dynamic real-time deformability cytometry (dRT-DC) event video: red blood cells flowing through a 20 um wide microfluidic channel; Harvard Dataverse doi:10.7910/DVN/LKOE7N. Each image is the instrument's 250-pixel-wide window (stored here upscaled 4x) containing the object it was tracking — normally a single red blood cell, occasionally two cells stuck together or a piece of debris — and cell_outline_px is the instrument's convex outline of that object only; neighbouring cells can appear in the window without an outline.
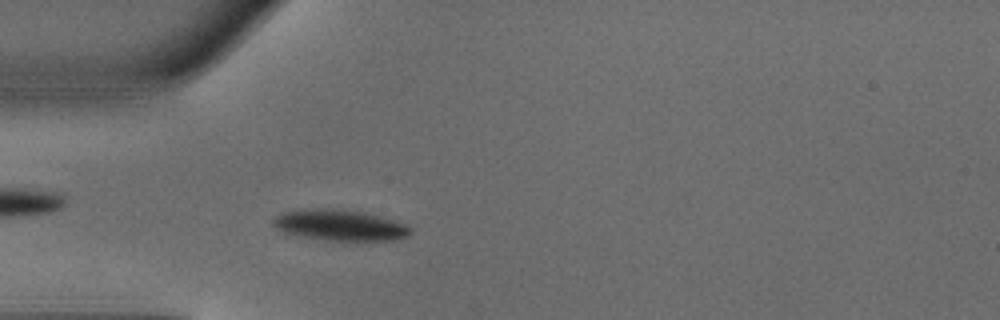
{"species": "common noctule bat (a hibernating species)", "species_latin": "Nyctalus noctula", "temperature_condition": "warm", "stored_images_in_passage": 44, "camera_frame_rate_fps": 3000, "um_per_image_px": 0.085, "animal": {"sex": "male", "body_mass_g": 18.8}, "frame": {"image": 1, "passage_image": 10, "time_ms": 3.0, "image_size_px": [1000, 320], "cell_outline_px": [[412, 232], [408, 236], [392, 240], [328, 240], [300, 236], [276, 228], [272, 224], [272, 220], [280, 212], [300, 208], [332, 208], [364, 212], [380, 216], [408, 224], [412, 228]], "centroid_in_image_um": [28.89, 19.11], "position_along_channel_um": 56.1, "area_um2": 24.91}}
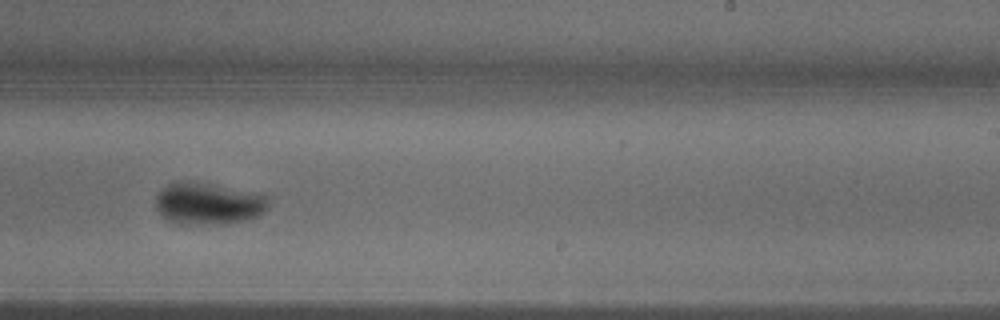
{"frame": {"image": 2, "passage_image": 26, "time_ms": 8.333, "image_size_px": [1000, 320], "cell_outline_px": [[268, 208], [260, 216], [244, 220], [224, 224], [176, 224], [164, 220], [160, 216], [156, 208], [156, 196], [168, 184], [188, 180], [264, 192], [268, 196]], "centroid_in_image_um": [17.75, 17.3], "position_along_channel_um": 271.3, "area_um2": 28.38}}
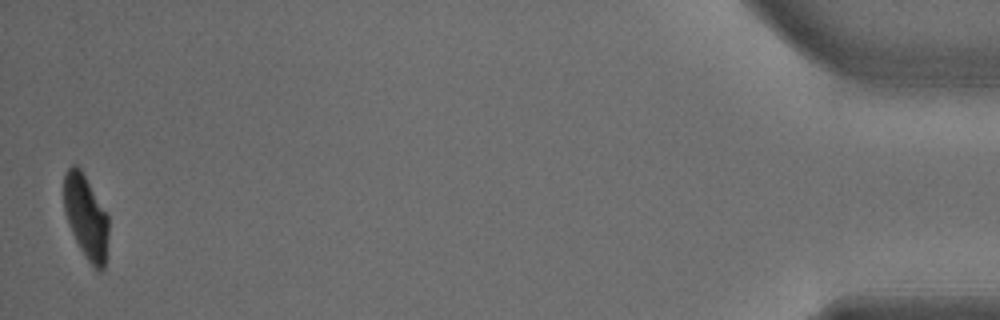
{"frame": {"image": 3, "passage_image": 44, "time_ms": 14.333, "image_size_px": [1000, 320], "cell_outline_px": [[108, 236], [104, 268], [100, 272], [96, 272], [80, 248], [68, 224], [64, 208], [64, 172], [72, 164], [76, 164], [80, 168], [108, 216]], "centroid_in_image_um": [7.3, 18.45], "position_along_channel_um": 427.9, "area_um2": 21.62}, "authors_computed_cell_mechanics": {"area_um2": 24.8829, "velocity_mm_per_s": 4.1211, "shape_relaxation_time_tau1_ms": 2.3026, "shape_relaxation_time_tau2_ms": null, "deformation_change_tau1": 0.166, "deformation_change_tau2": null}}